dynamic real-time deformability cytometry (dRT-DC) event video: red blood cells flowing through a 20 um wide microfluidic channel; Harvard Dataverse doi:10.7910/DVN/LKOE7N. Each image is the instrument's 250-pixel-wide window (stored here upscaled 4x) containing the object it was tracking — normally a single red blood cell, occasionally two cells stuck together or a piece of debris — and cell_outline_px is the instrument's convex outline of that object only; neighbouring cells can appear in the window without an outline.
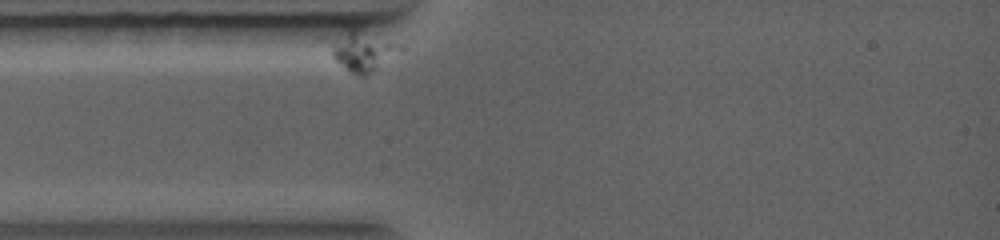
{"species": "common noctule bat (a hibernating species)", "species_latin": "Nyctalus noctula", "temperature_condition": "warm", "stored_images_in_passage": 42, "camera_frame_rate_fps": 5000, "um_per_image_px": 0.085, "animal": {"sex": "female", "body_mass_g": 19.0, "forearm_length_mm": 56.7}, "frame": {"image": 1, "passage_image": 1, "time_ms": 0.0, "image_size_px": [1000, 240], "cell_outline_px": [[396, 44], [376, 68], [372, 72], [364, 76], [360, 76], [352, 72], [336, 60], [332, 56], [332, 40], [344, 24], [360, 24]], "centroid_in_image_um": [30.6, 4.14], "position_along_channel_um": 54.4, "area_um2": 15.78}}
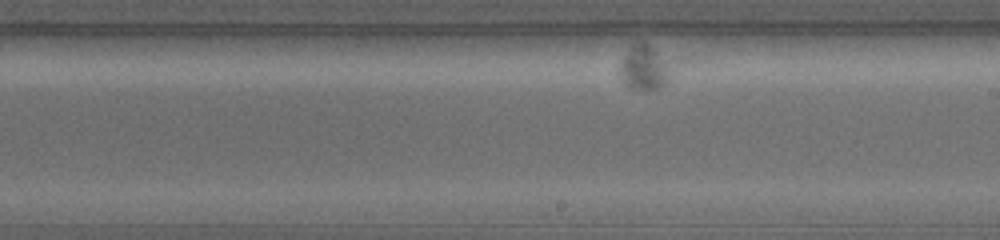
{"frame": {"image": 2, "passage_image": 25, "time_ms": 5.0, "image_size_px": [1000, 240], "cell_outline_px": [[692, 56], [664, 84], [656, 88], [632, 88], [624, 84], [616, 72], [616, 64], [632, 44], [640, 40], [644, 40]], "centroid_in_image_um": [55.17, 5.52], "position_along_channel_um": 233.8, "area_um2": 17.4}}
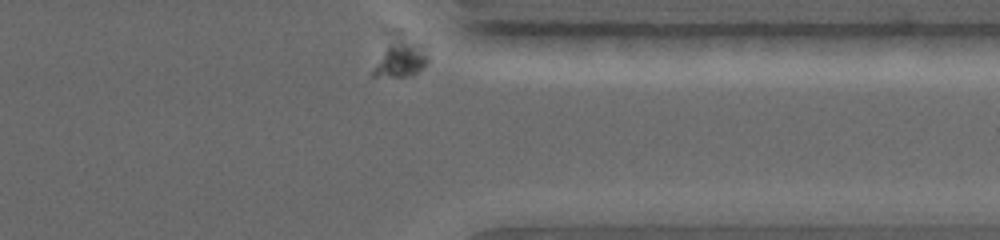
{"frame": {"image": 3, "passage_image": 42, "time_ms": 8.6, "image_size_px": [1000, 240], "cell_outline_px": [[428, 60], [412, 76], [372, 76], [372, 72], [380, 28], [404, 28], [428, 40]], "centroid_in_image_um": [33.95, 4.5], "position_along_channel_um": 377.5, "area_um2": 16.18}}